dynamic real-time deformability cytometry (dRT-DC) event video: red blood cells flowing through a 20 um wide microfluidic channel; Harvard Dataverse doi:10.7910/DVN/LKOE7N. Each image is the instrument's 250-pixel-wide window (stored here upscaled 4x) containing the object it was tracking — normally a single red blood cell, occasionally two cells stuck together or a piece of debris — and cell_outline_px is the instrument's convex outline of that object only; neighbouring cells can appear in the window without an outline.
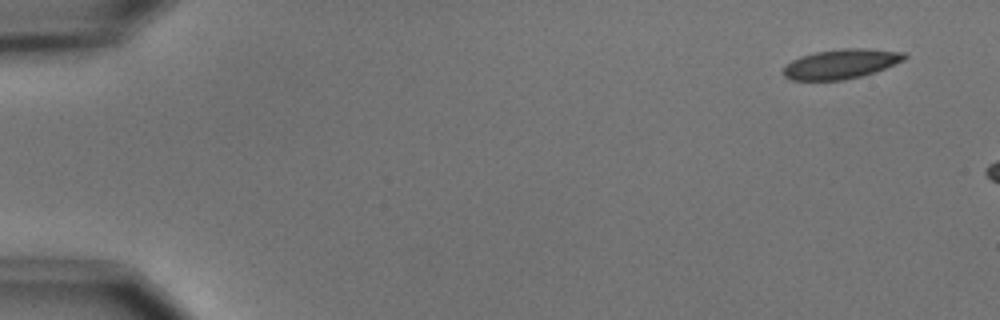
{"species": "common noctule bat (a hibernating species)", "species_latin": "Nyctalus noctula", "temperature_condition": "cold", "stored_images_in_passage": 3, "camera_frame_rate_fps": 3000, "um_per_image_px": 0.085, "animal": {"sex": "male", "body_mass_g": 15.6}, "frame": {"image": 1, "passage_image": 1, "time_ms": 0.0, "image_size_px": [1000, 320], "cell_outline_px": [[908, 56], [904, 60], [884, 68], [860, 76], [844, 80], [792, 80], [784, 76], [780, 72], [784, 64], [800, 56], [816, 52], [844, 48], [868, 48], [904, 52]], "centroid_in_image_um": [71.43, 5.43], "position_along_channel_um": 13.6, "area_um2": 20.98}}